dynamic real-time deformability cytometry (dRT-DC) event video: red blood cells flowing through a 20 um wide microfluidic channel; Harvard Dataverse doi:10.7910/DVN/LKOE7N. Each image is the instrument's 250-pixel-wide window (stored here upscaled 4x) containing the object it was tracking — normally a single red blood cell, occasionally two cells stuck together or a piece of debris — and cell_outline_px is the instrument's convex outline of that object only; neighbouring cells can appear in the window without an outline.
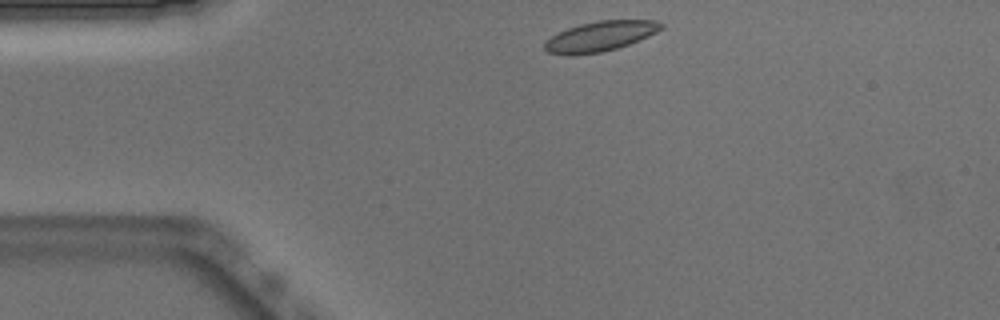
{"species": "Egyptian fruit bat (a non-hibernating species)", "species_latin": "Rousettus aegyptiacus", "temperature_condition": "warm", "stored_images_in_passage": 42, "camera_frame_rate_fps": 3000, "um_per_image_px": 0.085, "animal": {"sex": "male"}, "frame": {"image": 1, "passage_image": 1, "time_ms": 0.0, "image_size_px": [1000, 320], "cell_outline_px": [[664, 28], [640, 40], [616, 48], [600, 52], [572, 56], [564, 56], [548, 52], [544, 48], [544, 44], [552, 36], [568, 28], [580, 24], [600, 20], [656, 20], [664, 24]], "centroid_in_image_um": [51.03, 3.09], "position_along_channel_um": 34.0, "area_um2": 20.35}}
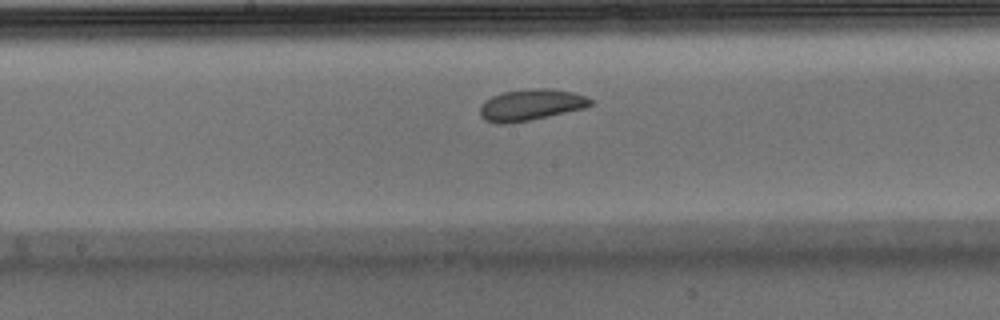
{"frame": {"image": 2, "passage_image": 17, "time_ms": 5.333, "image_size_px": [1000, 320], "cell_outline_px": [[592, 104], [584, 108], [532, 120], [504, 124], [496, 124], [484, 120], [480, 116], [480, 104], [484, 100], [492, 96], [504, 92], [532, 88], [552, 88], [572, 92], [584, 96], [592, 100]], "centroid_in_image_um": [45.08, 8.92], "position_along_channel_um": 203.1, "area_um2": 20.29}}
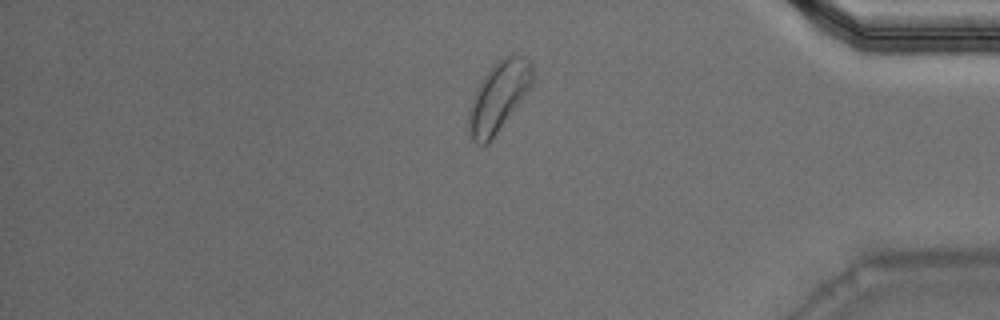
{"frame": {"image": 3, "passage_image": 34, "time_ms": 11.0, "image_size_px": [1000, 320], "cell_outline_px": [[532, 84], [492, 140], [488, 144], [476, 144], [472, 140], [468, 128], [468, 112], [476, 88], [492, 64], [496, 60], [508, 52], [512, 52], [524, 56], [532, 64]], "centroid_in_image_um": [42.36, 8.16], "position_along_channel_um": 392.8, "area_um2": 26.07}, "authors_computed_cell_mechanics": {"area_um2": 20.4612, "velocity_mm_per_s": 3.8581, "shape_relaxation_time_tau1_ms": 3.3306, "shape_relaxation_time_tau2_ms": null, "deformation_change_tau1": 0.0787, "deformation_change_tau2": null}}